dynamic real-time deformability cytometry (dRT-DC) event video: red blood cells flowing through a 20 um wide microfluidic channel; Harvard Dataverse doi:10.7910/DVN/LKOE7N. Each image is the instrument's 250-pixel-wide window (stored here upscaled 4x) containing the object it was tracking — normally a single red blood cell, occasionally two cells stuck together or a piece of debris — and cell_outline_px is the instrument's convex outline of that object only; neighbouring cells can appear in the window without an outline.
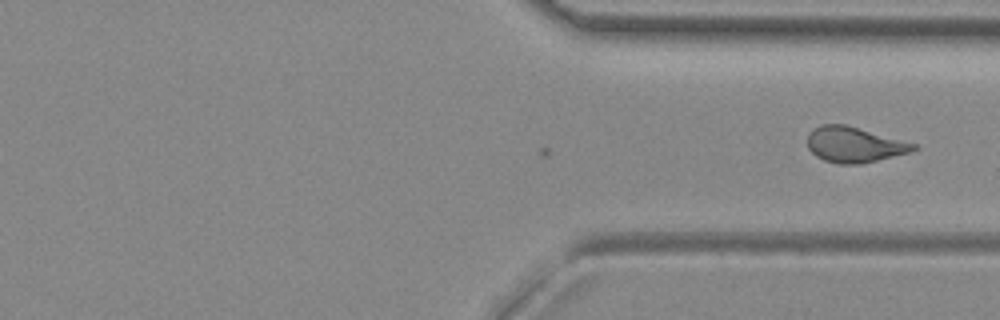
{"species": "common noctule bat (a hibernating species)", "species_latin": "Nyctalus noctula", "temperature_condition": "room temperature", "stored_images_in_passage": 22, "camera_frame_rate_fps": 3000, "um_per_image_px": 0.085, "animal": {"sex": "female", "body_mass_g": 29.2, "forearm_length_mm": 56.3}, "frame": {"image": 1, "passage_image": 22, "time_ms": 7.0, "image_size_px": [1000, 320], "cell_outline_px": [[920, 148], [908, 152], [860, 164], [840, 164], [824, 160], [816, 156], [808, 148], [808, 136], [812, 128], [820, 124], [844, 124], [920, 144]], "centroid_in_image_um": [72.63, 12.28], "position_along_channel_um": 338.8, "area_um2": 21.96}}